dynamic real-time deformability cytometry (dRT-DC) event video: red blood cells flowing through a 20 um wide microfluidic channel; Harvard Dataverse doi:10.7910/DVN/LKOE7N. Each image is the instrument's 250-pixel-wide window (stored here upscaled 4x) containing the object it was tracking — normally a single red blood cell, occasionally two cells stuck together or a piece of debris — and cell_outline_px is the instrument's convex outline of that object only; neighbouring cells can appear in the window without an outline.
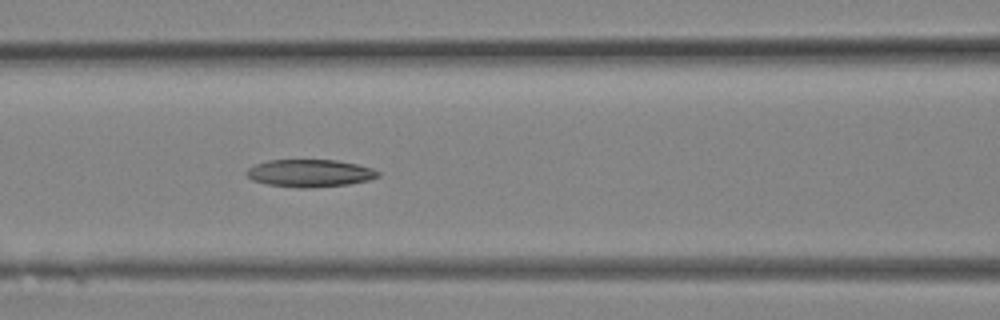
{"species": "Egyptian fruit bat (a non-hibernating species)", "species_latin": "Rousettus aegyptiacus", "temperature_condition": "room temperature", "stored_images_in_passage": 9, "camera_frame_rate_fps": 3000, "um_per_image_px": 0.085, "animal": {"sex": "female"}, "frame": {"image": 1, "passage_image": 9, "time_ms": 2.667, "image_size_px": [1000, 320], "cell_outline_px": [[380, 176], [368, 180], [348, 184], [308, 188], [300, 188], [268, 184], [252, 180], [244, 172], [248, 168], [256, 164], [268, 160], [336, 160], [356, 164], [372, 168], [380, 172]], "centroid_in_image_um": [26.33, 14.72], "position_along_channel_um": 140.3, "area_um2": 20.98}}